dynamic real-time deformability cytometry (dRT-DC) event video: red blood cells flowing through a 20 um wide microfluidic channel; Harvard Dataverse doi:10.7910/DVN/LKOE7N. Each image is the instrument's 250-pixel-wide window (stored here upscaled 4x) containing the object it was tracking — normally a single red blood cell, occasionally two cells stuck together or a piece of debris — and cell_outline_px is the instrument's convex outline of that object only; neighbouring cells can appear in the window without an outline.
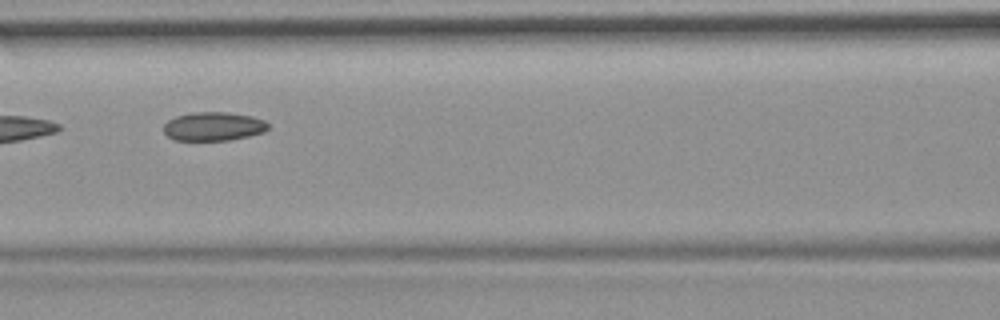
{"species": "common noctule bat (a hibernating species)", "species_latin": "Nyctalus noctula", "temperature_condition": "room temperature", "stored_images_in_passage": 10, "camera_frame_rate_fps": 3000, "um_per_image_px": 0.085, "animal": {"sex": "female", "body_mass_g": 19.9}, "frame": {"image": 1, "passage_image": 7, "time_ms": 7.0, "image_size_px": [1000, 320], "cell_outline_px": [[268, 128], [264, 132], [248, 136], [228, 140], [172, 140], [164, 132], [164, 124], [168, 120], [176, 116], [192, 112], [228, 112], [252, 116], [264, 120], [268, 124]], "centroid_in_image_um": [18.13, 10.74], "position_along_channel_um": 148.5, "area_um2": 17.51}}
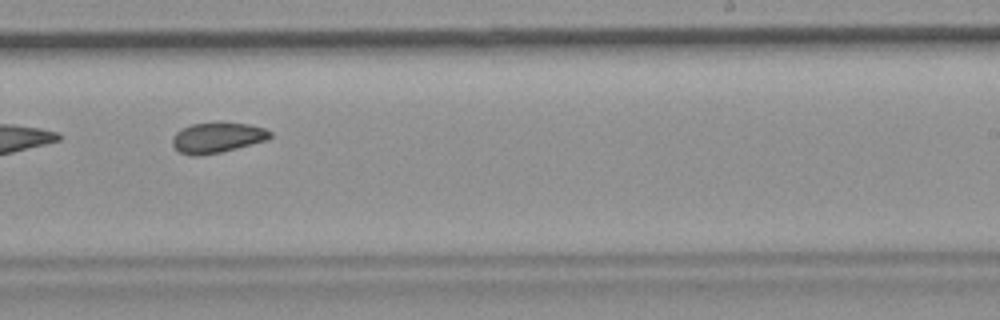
{"frame": {"image": 2, "passage_image": 10, "time_ms": 10.333, "image_size_px": [1000, 320], "cell_outline_px": [[272, 136], [268, 140], [220, 152], [196, 156], [192, 156], [180, 152], [172, 144], [172, 136], [176, 132], [192, 124], [248, 124], [264, 128], [272, 132]], "centroid_in_image_um": [18.47, 11.72], "position_along_channel_um": 270.5, "area_um2": 16.82}}